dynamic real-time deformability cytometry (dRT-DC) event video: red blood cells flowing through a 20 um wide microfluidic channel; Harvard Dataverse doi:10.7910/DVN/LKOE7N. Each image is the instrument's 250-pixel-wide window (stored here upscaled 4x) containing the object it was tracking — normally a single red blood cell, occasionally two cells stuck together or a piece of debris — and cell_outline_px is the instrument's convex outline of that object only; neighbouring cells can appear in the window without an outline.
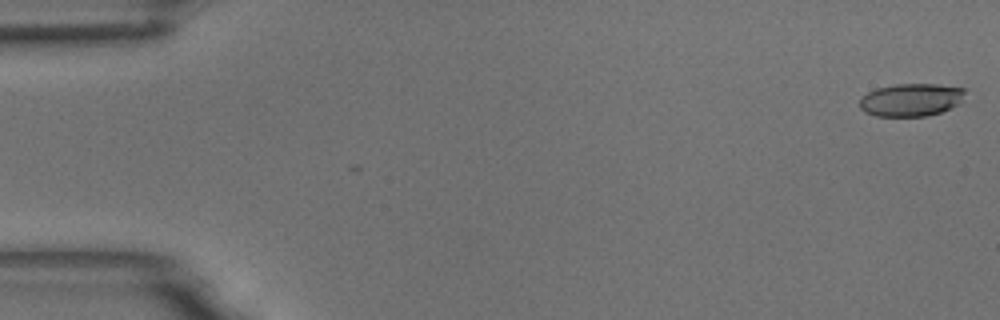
{"species": "common noctule bat (a hibernating species)", "species_latin": "Nyctalus noctula", "temperature_condition": "room temperature", "stored_images_in_passage": 56, "camera_frame_rate_fps": 3000, "um_per_image_px": 0.085, "animal": {"sex": "male", "body_mass_g": 18.8}, "frame": {"image": 1, "passage_image": 1, "time_ms": 0.0, "image_size_px": [1000, 320], "cell_outline_px": [[964, 92], [960, 104], [940, 112], [928, 116], [876, 116], [864, 112], [860, 108], [860, 96], [876, 88], [896, 84], [940, 84], [964, 88]], "centroid_in_image_um": [77.42, 8.48], "position_along_channel_um": 7.6, "area_um2": 20.29}}
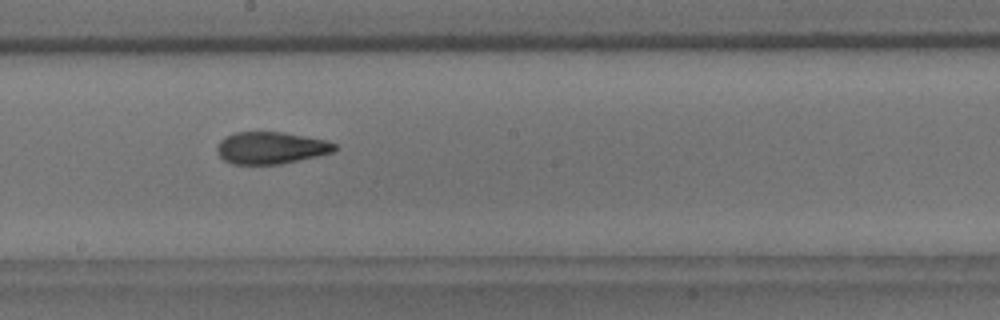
{"frame": {"image": 2, "passage_image": 31, "time_ms": 10.0, "image_size_px": [1000, 320], "cell_outline_px": [[340, 148], [332, 152], [316, 156], [280, 164], [232, 164], [224, 160], [216, 152], [216, 148], [220, 140], [224, 136], [236, 132], [284, 132], [324, 140], [336, 144]], "centroid_in_image_um": [23.0, 12.56], "position_along_channel_um": 225.2, "area_um2": 21.96}}
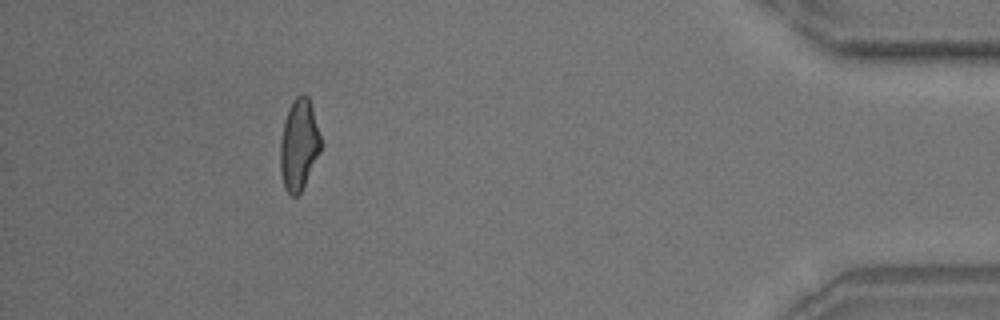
{"frame": {"image": 3, "passage_image": 51, "time_ms": 16.667, "image_size_px": [1000, 320], "cell_outline_px": [[320, 152], [300, 192], [296, 196], [292, 196], [284, 188], [280, 172], [280, 140], [284, 120], [288, 108], [292, 100], [300, 92], [304, 92], [308, 96], [312, 108], [320, 136]], "centroid_in_image_um": [25.38, 12.26], "position_along_channel_um": 409.8, "area_um2": 21.44}, "authors_computed_cell_mechanics": {"area_um2": 21.964, "velocity_mm_per_s": 3.6018, "shape_relaxation_time_tau1_ms": 5.0275, "shape_relaxation_time_tau2_ms": 2.7787, "deformation_change_tau1": 0.1543, "deformation_change_tau2": 0.0979}}